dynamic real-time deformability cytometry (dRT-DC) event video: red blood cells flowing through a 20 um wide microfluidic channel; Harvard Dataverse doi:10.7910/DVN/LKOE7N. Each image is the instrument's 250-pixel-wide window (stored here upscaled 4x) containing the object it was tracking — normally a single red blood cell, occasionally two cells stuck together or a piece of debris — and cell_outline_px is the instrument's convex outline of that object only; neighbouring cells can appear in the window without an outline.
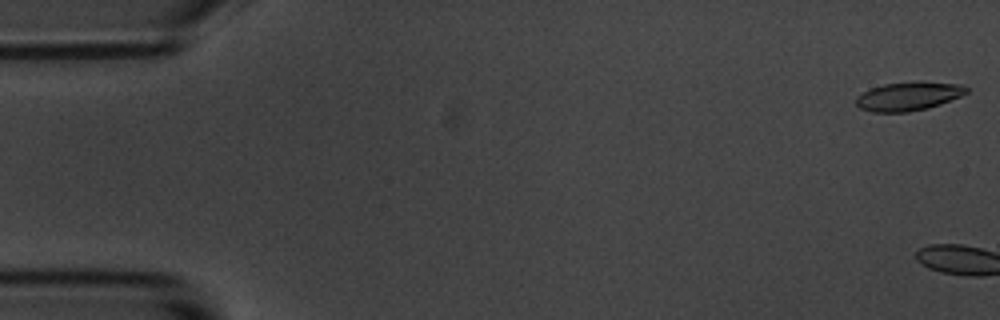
{"species": "common noctule bat (a hibernating species)", "species_latin": "Nyctalus noctula", "temperature_condition": "room temperature", "stored_images_in_passage": 13, "camera_frame_rate_fps": 3000, "um_per_image_px": 0.085, "animal": {"sex": "male", "body_mass_g": 20.1, "forearm_length_mm": 53.5}, "frame": {"image": 1, "passage_image": 1, "time_ms": 0.0, "image_size_px": [1000, 320], "cell_outline_px": [[968, 92], [960, 96], [940, 104], [928, 108], [908, 112], [872, 112], [860, 108], [856, 104], [856, 96], [872, 88], [884, 84], [920, 80], [956, 84], [968, 88]], "centroid_in_image_um": [77.21, 8.17], "position_along_channel_um": 7.8, "area_um2": 18.5}}
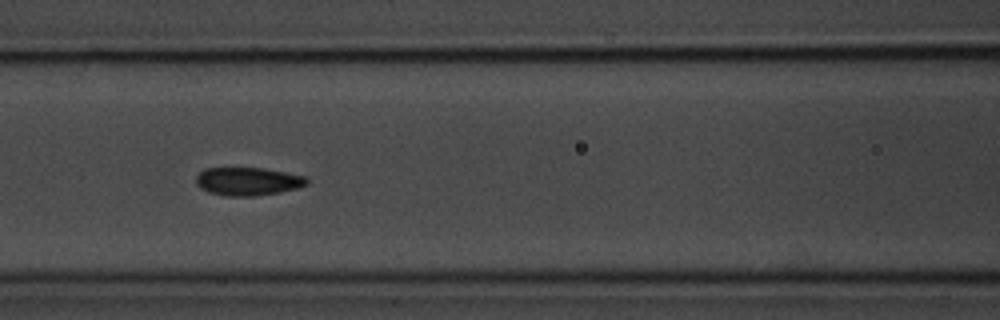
{"frame": {"image": 2, "passage_image": 8, "time_ms": 8.667, "image_size_px": [1000, 320], "cell_outline_px": [[308, 184], [296, 188], [280, 192], [256, 196], [224, 196], [208, 192], [200, 188], [196, 184], [196, 176], [204, 168], [264, 168], [304, 176], [308, 180]], "centroid_in_image_um": [21.03, 15.42], "position_along_channel_um": 145.6, "area_um2": 18.21}}
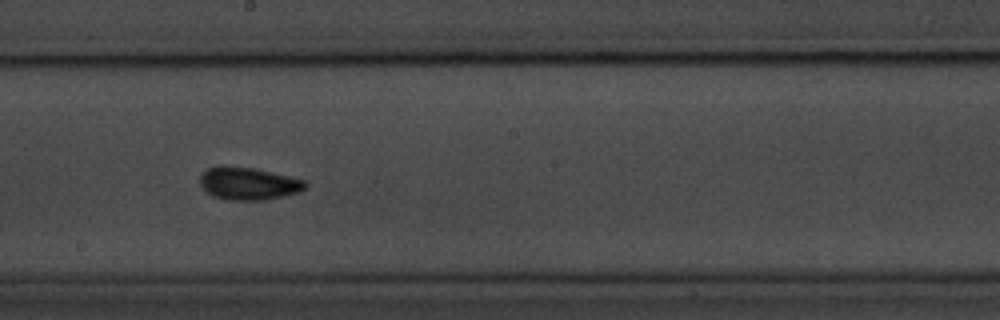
{"frame": {"image": 3, "passage_image": 10, "time_ms": 11.0, "image_size_px": [1000, 320], "cell_outline_px": [[308, 184], [300, 192], [284, 196], [264, 200], [228, 200], [212, 196], [200, 184], [200, 176], [208, 168], [256, 168], [304, 180]], "centroid_in_image_um": [21.16, 15.64], "position_along_channel_um": 227.0, "area_um2": 19.48}}